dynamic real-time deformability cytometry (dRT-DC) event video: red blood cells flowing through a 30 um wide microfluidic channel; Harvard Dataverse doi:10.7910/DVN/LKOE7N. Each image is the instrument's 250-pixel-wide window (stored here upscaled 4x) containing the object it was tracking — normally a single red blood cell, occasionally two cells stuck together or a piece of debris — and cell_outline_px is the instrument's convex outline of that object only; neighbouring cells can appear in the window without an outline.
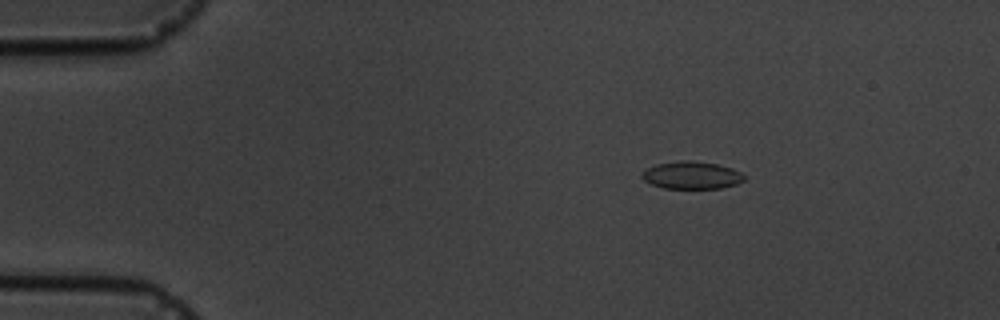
{"species": "common noctule bat (a hibernating species)", "species_latin": "Nyctalus noctula", "temperature_condition": "cold", "stored_images_in_passage": 5, "camera_frame_rate_fps": 3000, "um_per_image_px": 0.085, "animal": {"sex": "male", "body_mass_g": 19.5, "forearm_length_mm": 54.6}, "frame": {"image": 1, "passage_image": 3, "time_ms": 2.333, "image_size_px": [1000, 320], "cell_outline_px": [[744, 180], [736, 184], [720, 188], [664, 188], [652, 184], [644, 180], [640, 176], [640, 172], [656, 164], [680, 160], [692, 160], [716, 164], [732, 168], [740, 172], [744, 176]], "centroid_in_image_um": [58.76, 14.88], "position_along_channel_um": 26.2, "area_um2": 16.36}}